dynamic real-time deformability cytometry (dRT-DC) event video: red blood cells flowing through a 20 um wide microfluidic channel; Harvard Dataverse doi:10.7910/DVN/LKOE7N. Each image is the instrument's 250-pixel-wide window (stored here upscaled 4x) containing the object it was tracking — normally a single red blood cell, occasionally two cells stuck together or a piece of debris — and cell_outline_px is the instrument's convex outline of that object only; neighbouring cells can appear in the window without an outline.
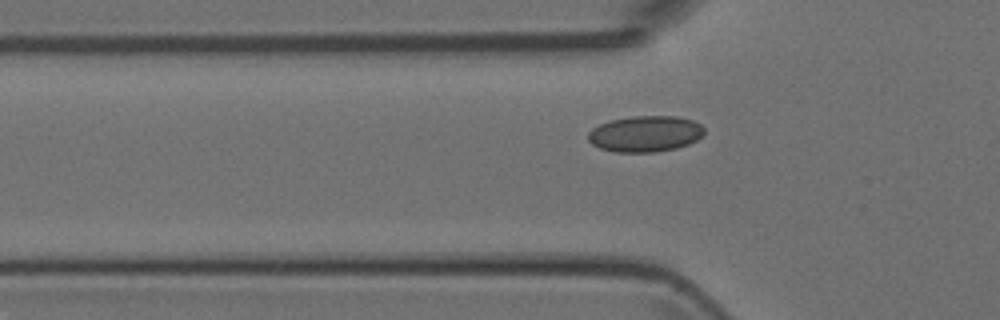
{"species": "Egyptian fruit bat (a non-hibernating species)", "species_latin": "Rousettus aegyptiacus", "temperature_condition": "room temperature", "stored_images_in_passage": 41, "camera_frame_rate_fps": 3000, "um_per_image_px": 0.085, "animal": {"sex": "female"}, "frame": {"image": 1, "passage_image": 15, "time_ms": 4.667, "image_size_px": [1000, 320], "cell_outline_px": [[704, 132], [696, 140], [688, 144], [676, 148], [656, 152], [616, 152], [600, 148], [592, 144], [588, 140], [588, 132], [592, 128], [608, 120], [632, 116], [676, 116], [692, 120], [700, 124], [704, 128]], "centroid_in_image_um": [54.82, 11.37], "position_along_channel_um": 71.0, "area_um2": 24.45}}
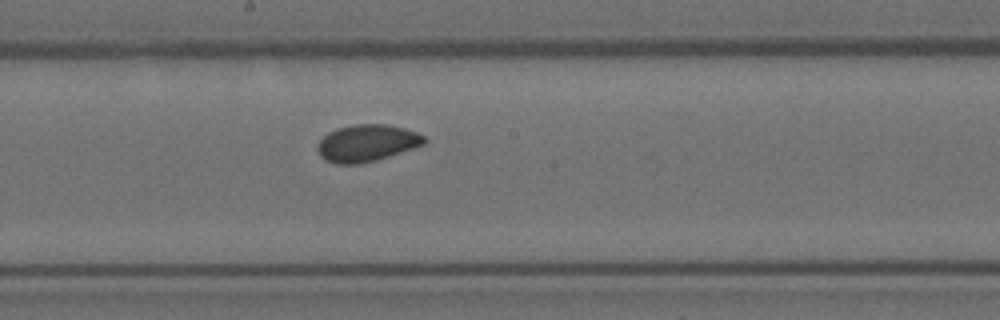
{"frame": {"image": 2, "passage_image": 26, "time_ms": 8.333, "image_size_px": [1000, 320], "cell_outline_px": [[428, 140], [424, 144], [376, 160], [360, 164], [336, 164], [324, 160], [320, 156], [316, 148], [316, 144], [328, 132], [336, 128], [356, 124], [388, 124], [404, 128], [416, 132], [424, 136]], "centroid_in_image_um": [31.14, 12.16], "position_along_channel_um": 217.1, "area_um2": 23.06}}
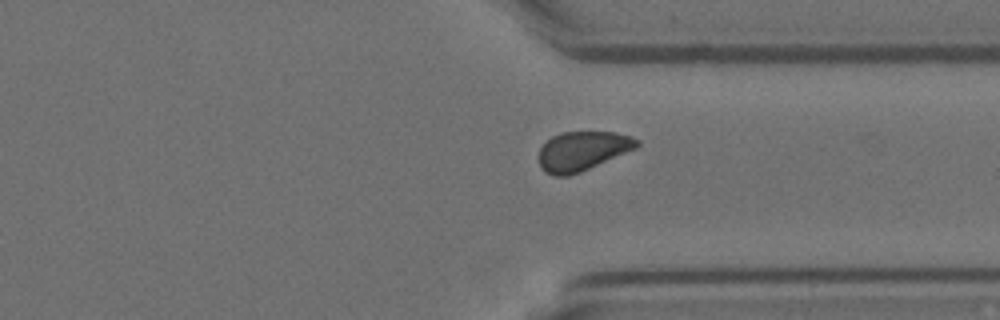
{"frame": {"image": 3, "passage_image": 37, "time_ms": 12.0, "image_size_px": [1000, 320], "cell_outline_px": [[640, 144], [636, 148], [580, 172], [568, 176], [552, 176], [544, 172], [540, 168], [540, 148], [552, 136], [560, 132], [616, 132], [632, 136], [640, 140]], "centroid_in_image_um": [49.51, 12.83], "position_along_channel_um": 361.9, "area_um2": 22.43}}